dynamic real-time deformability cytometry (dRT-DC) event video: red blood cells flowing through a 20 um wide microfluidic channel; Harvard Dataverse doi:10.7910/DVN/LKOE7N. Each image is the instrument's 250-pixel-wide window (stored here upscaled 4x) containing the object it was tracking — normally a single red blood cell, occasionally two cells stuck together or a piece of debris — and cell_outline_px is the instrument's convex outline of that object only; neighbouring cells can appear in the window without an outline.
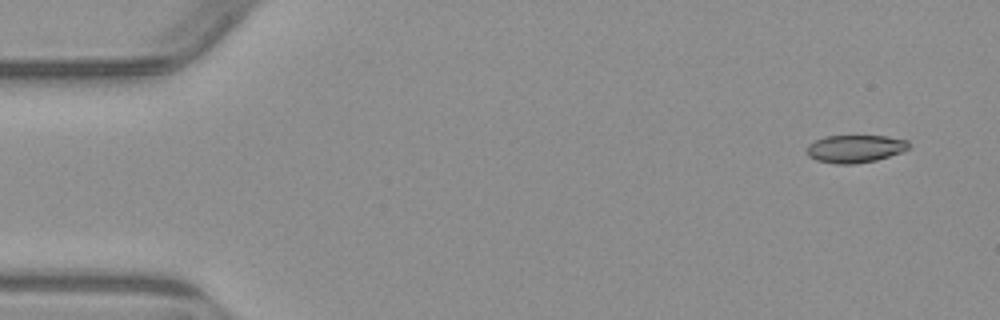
{"species": "common noctule bat (a hibernating species)", "species_latin": "Nyctalus noctula", "temperature_condition": "warm", "stored_images_in_passage": 4, "camera_frame_rate_fps": 3000, "um_per_image_px": 0.085, "animal": {"sex": "male", "body_mass_g": 23.1, "forearm_length_mm": 52.7}, "frame": {"image": 1, "passage_image": 1, "time_ms": 0.0, "image_size_px": [1000, 320], "cell_outline_px": [[908, 148], [900, 152], [876, 160], [852, 164], [836, 164], [816, 160], [808, 156], [804, 152], [804, 148], [808, 144], [824, 136], [888, 136], [908, 140]], "centroid_in_image_um": [72.61, 12.64], "position_along_channel_um": 12.4, "area_um2": 16.53}}
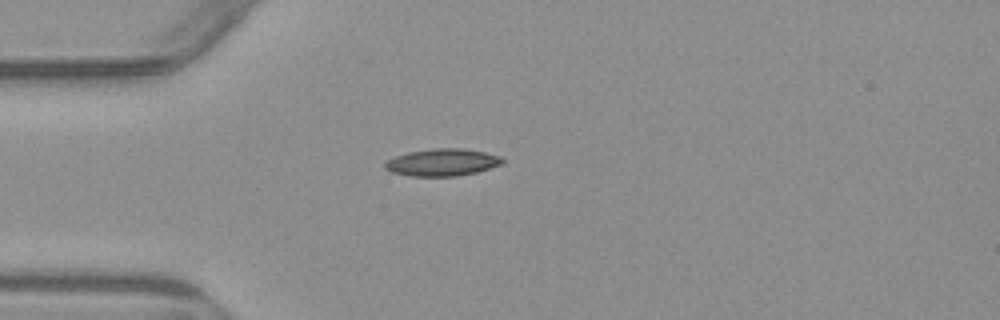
{"frame": {"image": 2, "passage_image": 4, "time_ms": 3.667, "image_size_px": [1000, 320], "cell_outline_px": [[504, 164], [476, 172], [456, 176], [412, 176], [392, 172], [384, 168], [384, 164], [388, 160], [396, 156], [408, 152], [432, 148], [464, 148], [484, 152], [500, 156], [504, 160]], "centroid_in_image_um": [37.61, 13.79], "position_along_channel_um": 47.4, "area_um2": 18.61}}